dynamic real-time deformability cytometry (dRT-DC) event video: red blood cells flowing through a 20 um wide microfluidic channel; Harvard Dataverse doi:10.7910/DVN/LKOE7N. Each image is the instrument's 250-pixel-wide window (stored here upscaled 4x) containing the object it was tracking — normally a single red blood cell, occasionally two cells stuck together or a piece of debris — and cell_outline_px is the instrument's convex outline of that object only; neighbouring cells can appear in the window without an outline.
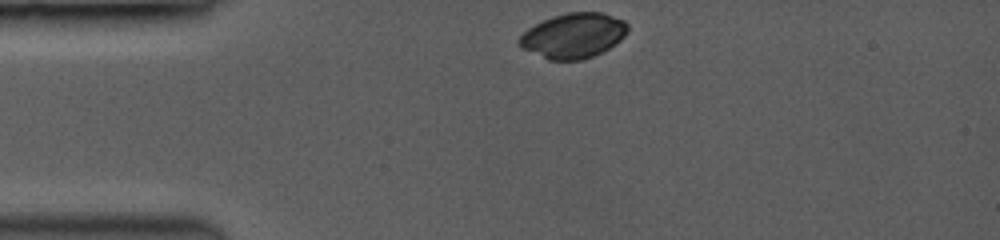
{"species": "common noctule bat (a hibernating species)", "species_latin": "Nyctalus noctula", "temperature_condition": "room temperature", "stored_images_in_passage": 39, "camera_frame_rate_fps": 3500, "um_per_image_px": 0.085, "animal": {"sex": "female", "body_mass_g": 19.0, "forearm_length_mm": 53.3}, "frame": {"image": 1, "passage_image": 1, "time_ms": 0.0, "image_size_px": [1000, 240], "cell_outline_px": [[628, 28], [624, 36], [620, 40], [608, 48], [592, 56], [580, 60], [548, 60], [520, 48], [516, 40], [528, 28], [552, 16], [568, 12], [600, 12], [624, 20], [628, 24]], "centroid_in_image_um": [48.7, 3.03], "position_along_channel_um": 36.3, "area_um2": 28.38}}
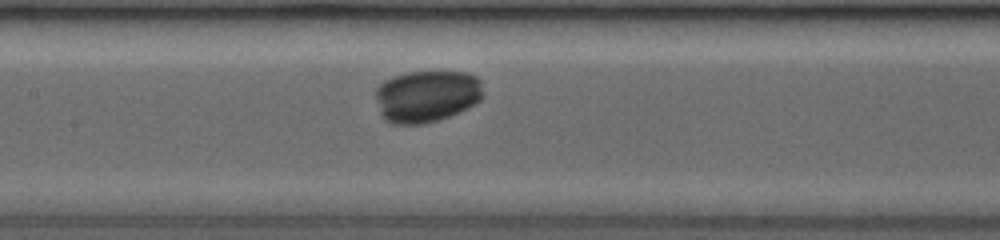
{"frame": {"image": 2, "passage_image": 16, "time_ms": 4.286, "image_size_px": [1000, 240], "cell_outline_px": [[480, 100], [448, 116], [436, 120], [420, 124], [388, 124], [384, 120], [380, 112], [376, 96], [376, 88], [384, 80], [392, 76], [408, 72], [468, 72], [476, 76], [480, 80]], "centroid_in_image_um": [36.2, 8.16], "position_along_channel_um": 171.2, "area_um2": 32.19}}
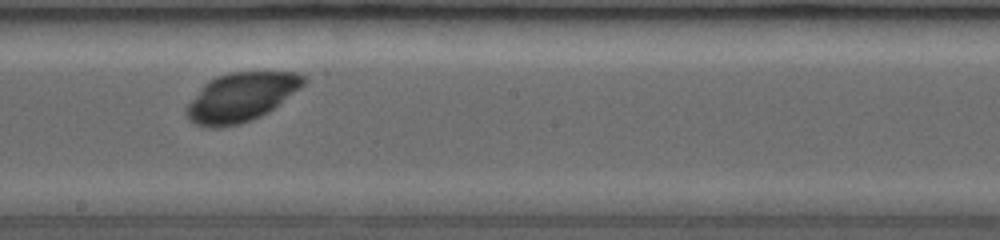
{"frame": {"image": 3, "passage_image": 21, "time_ms": 5.714, "image_size_px": [1000, 240], "cell_outline_px": [[308, 80], [300, 88], [272, 108], [248, 120], [236, 124], [216, 128], [212, 128], [196, 124], [188, 120], [188, 104], [204, 84], [208, 80], [216, 76], [228, 72], [300, 72], [308, 76]], "centroid_in_image_um": [20.51, 8.21], "position_along_channel_um": 227.7, "area_um2": 32.66}}